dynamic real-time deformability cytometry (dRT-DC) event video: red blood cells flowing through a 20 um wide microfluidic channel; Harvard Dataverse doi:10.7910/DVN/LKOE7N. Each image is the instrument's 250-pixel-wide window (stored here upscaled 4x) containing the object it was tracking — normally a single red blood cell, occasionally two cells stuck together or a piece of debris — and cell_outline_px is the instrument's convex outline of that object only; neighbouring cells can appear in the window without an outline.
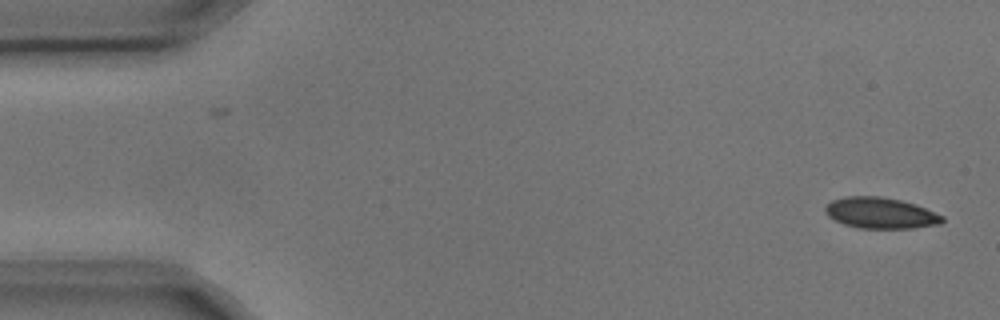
{"species": "common noctule bat (a hibernating species)", "species_latin": "Nyctalus noctula", "temperature_condition": "cold", "stored_images_in_passage": 2, "camera_frame_rate_fps": 3000, "um_per_image_px": 0.085, "animal": {"sex": "male", "body_mass_g": 17.9, "forearm_length_mm": 54.2}, "frame": {"image": 1, "passage_image": 2, "time_ms": 0.333, "image_size_px": [1000, 320], "cell_outline_px": [[944, 220], [940, 224], [912, 228], [856, 228], [844, 224], [828, 216], [824, 212], [824, 208], [832, 200], [848, 196], [880, 196], [900, 200], [916, 204], [944, 216]], "centroid_in_image_um": [74.85, 18.1], "position_along_channel_um": 10.2, "area_um2": 21.15}}